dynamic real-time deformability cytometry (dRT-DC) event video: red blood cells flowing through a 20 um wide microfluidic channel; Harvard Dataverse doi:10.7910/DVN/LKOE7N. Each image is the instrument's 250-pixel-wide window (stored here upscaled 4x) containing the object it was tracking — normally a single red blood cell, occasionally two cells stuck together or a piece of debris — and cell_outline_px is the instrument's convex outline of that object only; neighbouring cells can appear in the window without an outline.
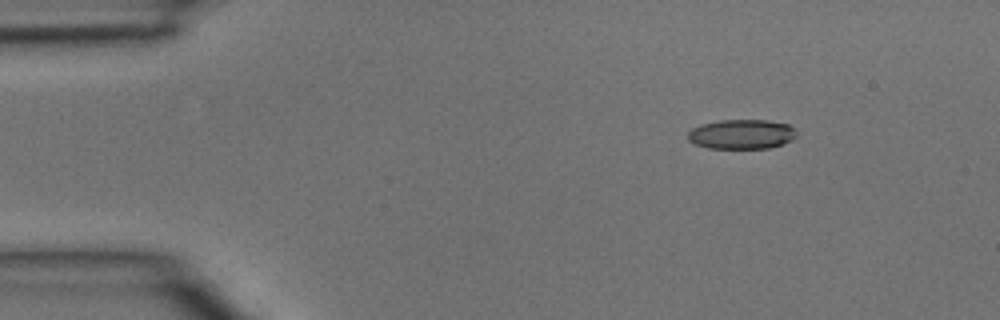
{"species": "common noctule bat (a hibernating species)", "species_latin": "Nyctalus noctula", "temperature_condition": "room temperature", "stored_images_in_passage": 4, "camera_frame_rate_fps": 3000, "um_per_image_px": 0.085, "animal": {"sex": "male", "body_mass_g": 15.6}, "frame": {"image": 1, "passage_image": 2, "time_ms": 0.333, "image_size_px": [1000, 320], "cell_outline_px": [[796, 136], [792, 140], [768, 148], [708, 148], [696, 144], [688, 140], [688, 132], [692, 128], [700, 124], [720, 120], [768, 120], [788, 124], [796, 128]], "centroid_in_image_um": [63.04, 11.39], "position_along_channel_um": 22.0, "area_um2": 18.79}}
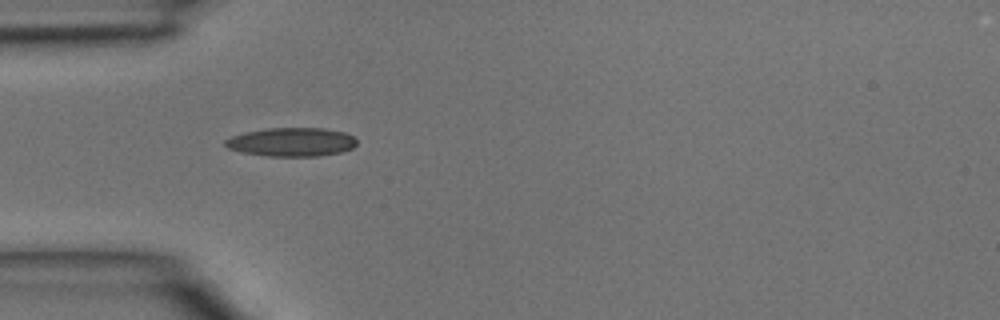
{"frame": {"image": 2, "passage_image": 4, "time_ms": 1.0, "image_size_px": [1000, 320], "cell_outline_px": [[356, 144], [352, 148], [340, 152], [320, 156], [268, 156], [244, 152], [228, 148], [224, 144], [224, 140], [232, 136], [244, 132], [268, 128], [324, 128], [344, 132], [352, 136], [356, 140]], "centroid_in_image_um": [24.78, 12.07], "position_along_channel_um": 60.2, "area_um2": 21.91}}